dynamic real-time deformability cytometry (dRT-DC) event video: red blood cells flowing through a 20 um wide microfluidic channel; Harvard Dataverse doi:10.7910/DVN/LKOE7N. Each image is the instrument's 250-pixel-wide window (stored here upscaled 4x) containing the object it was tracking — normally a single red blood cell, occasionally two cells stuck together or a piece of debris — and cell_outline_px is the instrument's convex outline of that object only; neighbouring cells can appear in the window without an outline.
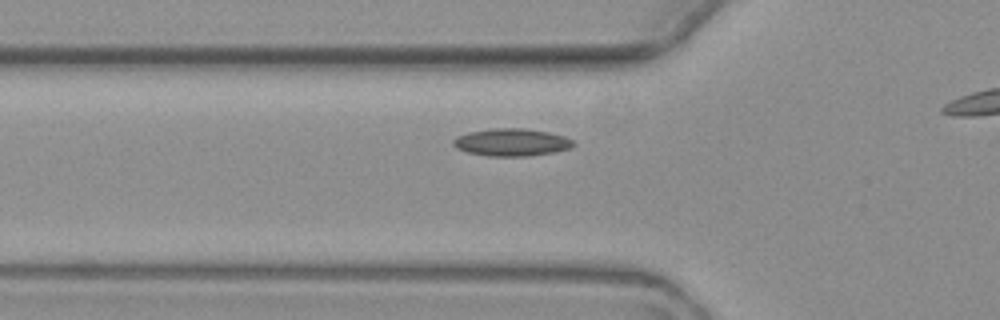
{"species": "common noctule bat (a hibernating species)", "species_latin": "Nyctalus noctula", "temperature_condition": "warm", "stored_images_in_passage": 4, "camera_frame_rate_fps": 3000, "um_per_image_px": 0.085, "animal": {"sex": "female", "body_mass_g": 19.3, "forearm_length_mm": 54.1}, "frame": {"image": 1, "passage_image": 4, "time_ms": 3.667, "image_size_px": [1000, 320], "cell_outline_px": [[576, 144], [572, 148], [556, 152], [528, 156], [488, 156], [468, 152], [456, 148], [452, 144], [452, 140], [456, 136], [468, 132], [492, 128], [524, 128], [548, 132], [564, 136], [572, 140]], "centroid_in_image_um": [43.49, 12.09], "position_along_channel_um": 82.3, "area_um2": 19.42}}